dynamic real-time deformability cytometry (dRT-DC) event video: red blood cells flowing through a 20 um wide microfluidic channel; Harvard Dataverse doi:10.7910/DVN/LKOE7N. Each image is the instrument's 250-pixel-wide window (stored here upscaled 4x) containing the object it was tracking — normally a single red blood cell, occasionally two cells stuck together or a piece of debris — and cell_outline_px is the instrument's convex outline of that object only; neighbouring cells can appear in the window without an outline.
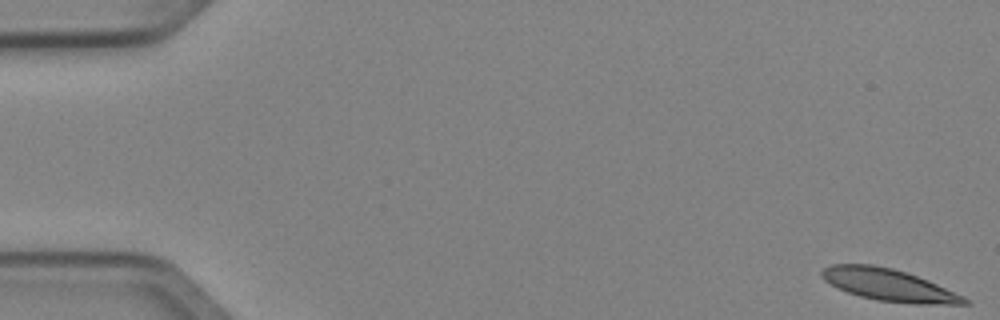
{"species": "Egyptian fruit bat (a non-hibernating species)", "species_latin": "Rousettus aegyptiacus", "temperature_condition": "cold", "stored_images_in_passage": 12, "camera_frame_rate_fps": 3000, "um_per_image_px": 0.085, "animal": {"sex": "female"}, "frame": {"image": 1, "passage_image": 1, "time_ms": 0.0, "image_size_px": [1000, 320], "cell_outline_px": [[972, 304], [912, 304], [876, 300], [860, 296], [836, 288], [824, 280], [820, 276], [820, 272], [824, 268], [832, 264], [872, 264], [892, 268], [928, 280], [964, 296], [972, 300]], "centroid_in_image_um": [75.56, 24.23], "position_along_channel_um": 9.4, "area_um2": 26.76}}